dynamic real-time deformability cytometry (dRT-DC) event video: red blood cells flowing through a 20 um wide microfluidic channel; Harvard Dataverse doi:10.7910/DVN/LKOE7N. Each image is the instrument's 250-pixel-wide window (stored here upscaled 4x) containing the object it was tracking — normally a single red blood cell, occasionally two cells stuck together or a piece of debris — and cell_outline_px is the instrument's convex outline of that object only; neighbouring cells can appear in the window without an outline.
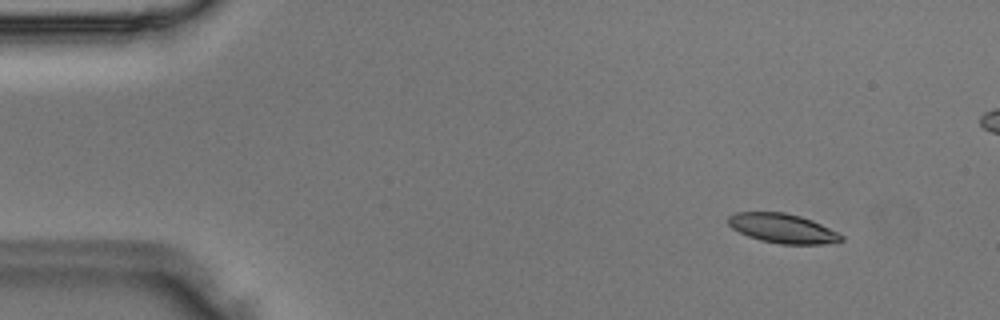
{"species": "Egyptian fruit bat (a non-hibernating species)", "species_latin": "Rousettus aegyptiacus", "temperature_condition": "room temperature", "stored_images_in_passage": 5, "camera_frame_rate_fps": 3000, "um_per_image_px": 0.085, "animal": {"sex": "male"}, "frame": {"image": 1, "passage_image": 1, "time_ms": 0.0, "image_size_px": [1000, 320], "cell_outline_px": [[844, 240], [824, 244], [780, 244], [760, 240], [748, 236], [732, 228], [728, 224], [728, 216], [736, 212], [784, 212], [800, 216], [812, 220], [844, 236]], "centroid_in_image_um": [66.5, 19.41], "position_along_channel_um": 18.5, "area_um2": 19.25}}
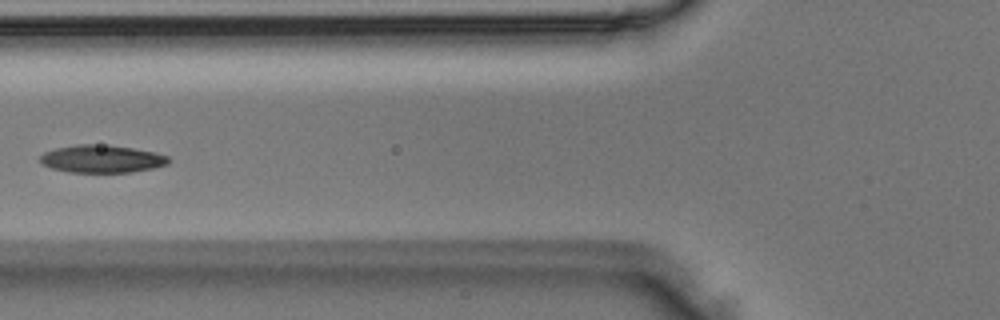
{"frame": {"image": 2, "passage_image": 5, "time_ms": 1.333, "image_size_px": [1000, 320], "cell_outline_px": [[168, 164], [152, 168], [132, 172], [68, 172], [52, 168], [40, 164], [40, 156], [44, 152], [56, 148], [76, 144], [108, 144], [156, 152], [168, 156]], "centroid_in_image_um": [8.63, 13.49], "position_along_channel_um": 117.2, "area_um2": 20.81}}